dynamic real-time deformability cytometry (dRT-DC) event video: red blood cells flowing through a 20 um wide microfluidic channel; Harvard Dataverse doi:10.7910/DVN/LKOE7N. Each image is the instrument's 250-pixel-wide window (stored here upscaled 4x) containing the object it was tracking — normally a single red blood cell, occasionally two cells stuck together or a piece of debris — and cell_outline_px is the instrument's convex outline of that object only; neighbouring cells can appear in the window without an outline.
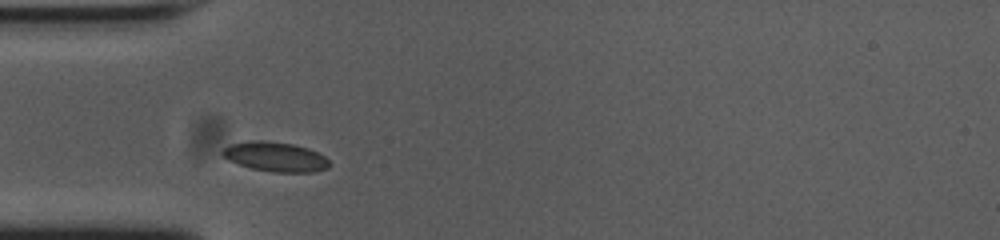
{"species": "common noctule bat (a hibernating species)", "species_latin": "Nyctalus noctula", "temperature_condition": "cold", "stored_images_in_passage": 30, "camera_frame_rate_fps": 3000, "um_per_image_px": 0.085, "animal": {"sex": "female", "body_mass_g": 23.0, "forearm_length_mm": 53.4}, "frame": {"image": 1, "passage_image": 1, "time_ms": 0.0, "image_size_px": [1000, 240], "cell_outline_px": [[332, 164], [328, 168], [312, 172], [272, 172], [252, 168], [228, 160], [220, 152], [224, 148], [232, 144], [248, 140], [264, 140], [292, 144], [308, 148], [324, 156]], "centroid_in_image_um": [23.41, 13.32], "position_along_channel_um": 61.6, "area_um2": 18.38}}
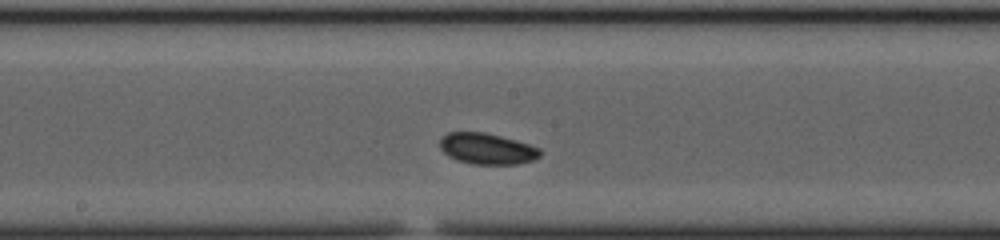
{"frame": {"image": 2, "passage_image": 13, "time_ms": 4.0, "image_size_px": [1000, 240], "cell_outline_px": [[540, 156], [536, 160], [520, 164], [472, 164], [456, 160], [448, 156], [440, 148], [440, 140], [448, 132], [484, 132], [500, 136], [528, 144], [540, 148]], "centroid_in_image_um": [41.41, 12.65], "position_along_channel_um": 206.8, "area_um2": 18.15}}
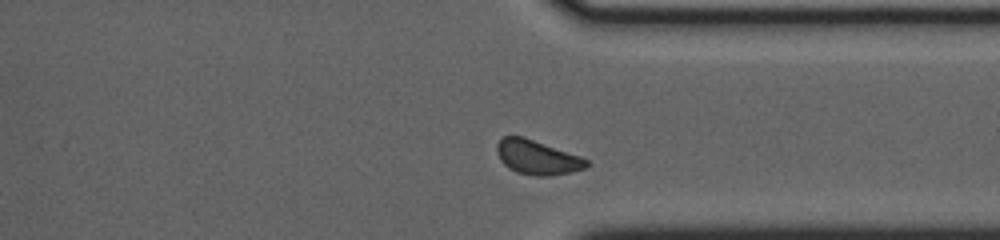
{"frame": {"image": 3, "passage_image": 26, "time_ms": 8.333, "image_size_px": [1000, 240], "cell_outline_px": [[588, 164], [584, 168], [572, 172], [548, 176], [536, 176], [516, 172], [508, 168], [500, 160], [496, 152], [496, 144], [504, 136], [520, 136], [580, 156], [588, 160]], "centroid_in_image_um": [45.62, 13.39], "position_along_channel_um": 365.8, "area_um2": 17.69}, "authors_computed_cell_mechanics": {"area_um2": 17.629, "velocity_mm_per_s": 3.6746, "shape_relaxation_time_tau1_ms": 2.5908, "shape_relaxation_time_tau2_ms": null, "deformation_change_tau1": 0.0492, "deformation_change_tau2": null}}